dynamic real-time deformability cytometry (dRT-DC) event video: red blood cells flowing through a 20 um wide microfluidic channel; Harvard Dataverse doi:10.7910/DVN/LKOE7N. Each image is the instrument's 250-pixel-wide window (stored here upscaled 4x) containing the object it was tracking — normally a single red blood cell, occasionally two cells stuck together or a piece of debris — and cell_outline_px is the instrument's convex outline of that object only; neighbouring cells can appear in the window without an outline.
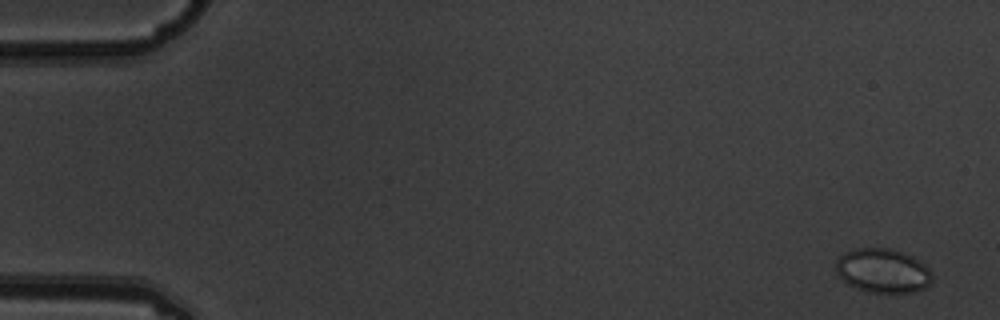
{"species": "common noctule bat (a hibernating species)", "species_latin": "Nyctalus noctula", "temperature_condition": "warm", "stored_images_in_passage": 5, "camera_frame_rate_fps": 3000, "um_per_image_px": 0.085, "animal": {"sex": "male", "body_mass_g": 19.5, "forearm_length_mm": 54.6}, "frame": {"image": 1, "passage_image": 1, "time_ms": 0.0, "image_size_px": [1000, 320], "cell_outline_px": [[932, 280], [924, 288], [916, 292], [868, 292], [856, 288], [848, 284], [836, 272], [836, 260], [844, 252], [860, 248], [888, 248], [912, 256], [920, 260], [928, 268], [932, 276]], "centroid_in_image_um": [75.03, 23.01], "position_along_channel_um": 10.0, "area_um2": 24.62}}
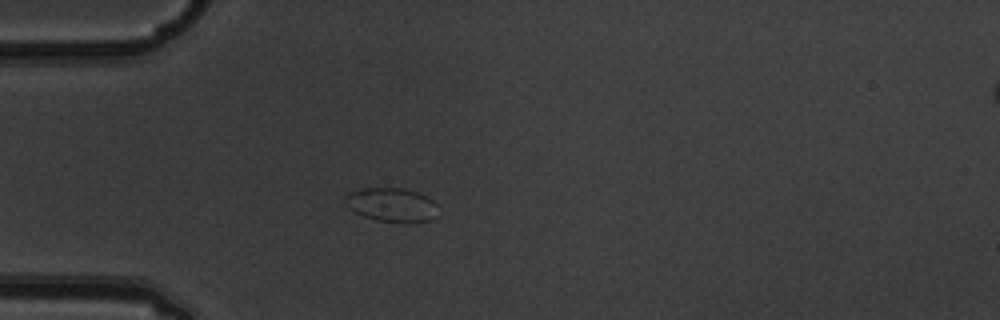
{"frame": {"image": 2, "passage_image": 5, "time_ms": 1.333, "image_size_px": [1000, 320], "cell_outline_px": [[436, 216], [432, 220], [416, 224], [404, 224], [376, 220], [364, 216], [348, 208], [344, 204], [344, 200], [348, 192], [364, 188], [404, 188], [420, 192], [432, 200], [436, 204]], "centroid_in_image_um": [33.32, 17.43], "position_along_channel_um": 51.7, "area_um2": 18.9}}